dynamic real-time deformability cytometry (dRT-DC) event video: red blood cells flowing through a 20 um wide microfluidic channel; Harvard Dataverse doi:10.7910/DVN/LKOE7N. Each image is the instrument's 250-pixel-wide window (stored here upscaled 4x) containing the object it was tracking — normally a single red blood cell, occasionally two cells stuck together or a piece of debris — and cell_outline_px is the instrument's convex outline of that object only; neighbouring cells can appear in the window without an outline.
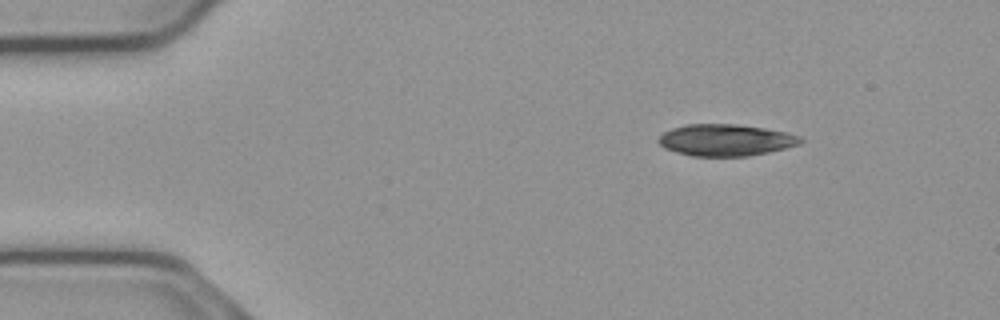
{"species": "common noctule bat (a hibernating species)", "species_latin": "Nyctalus noctula", "temperature_condition": "cold", "stored_images_in_passage": 48, "camera_frame_rate_fps": 3000, "um_per_image_px": 0.085, "animal": {"sex": "male", "body_mass_g": 23.1, "forearm_length_mm": 52.7}, "frame": {"image": 1, "passage_image": 1, "time_ms": 0.0, "image_size_px": [1000, 320], "cell_outline_px": [[804, 140], [800, 144], [768, 152], [748, 156], [692, 156], [676, 152], [664, 148], [656, 140], [664, 132], [672, 128], [688, 124], [736, 124], [764, 128], [784, 132], [800, 136]], "centroid_in_image_um": [61.66, 11.91], "position_along_channel_um": 23.3, "area_um2": 26.13}}